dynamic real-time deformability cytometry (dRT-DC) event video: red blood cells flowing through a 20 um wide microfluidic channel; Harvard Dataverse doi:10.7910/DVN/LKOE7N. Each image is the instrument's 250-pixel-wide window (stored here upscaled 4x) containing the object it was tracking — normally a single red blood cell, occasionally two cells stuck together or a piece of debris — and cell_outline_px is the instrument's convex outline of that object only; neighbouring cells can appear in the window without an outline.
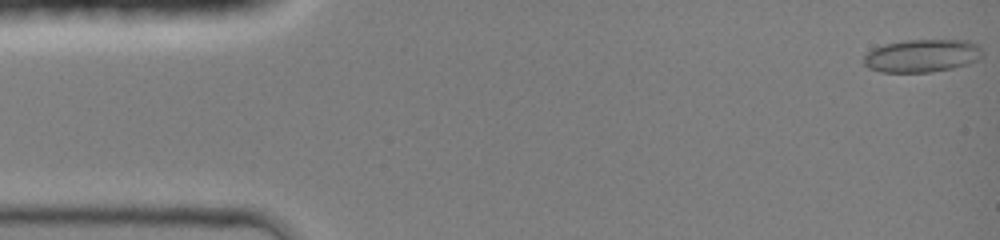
{"species": "common noctule bat (a hibernating species)", "species_latin": "Nyctalus noctula", "temperature_condition": "room temperature", "stored_images_in_passage": 45, "camera_frame_rate_fps": 3000, "um_per_image_px": 0.085, "animal": {"sex": "female", "body_mass_g": 19.0, "forearm_length_mm": 51.5}, "frame": {"image": 1, "passage_image": 1, "time_ms": 0.0, "image_size_px": [1000, 240], "cell_outline_px": [[984, 56], [980, 60], [968, 64], [952, 68], [932, 72], [880, 72], [868, 68], [864, 64], [864, 56], [872, 48], [884, 44], [908, 40], [968, 40], [976, 44], [980, 48]], "centroid_in_image_um": [78.39, 4.74], "position_along_channel_um": 6.6, "area_um2": 22.95}}
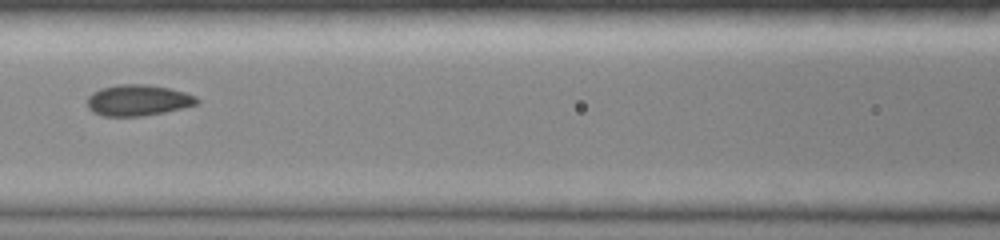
{"frame": {"image": 2, "passage_image": 20, "time_ms": 6.333, "image_size_px": [1000, 240], "cell_outline_px": [[200, 104], [164, 112], [144, 116], [104, 116], [92, 112], [88, 108], [88, 96], [92, 92], [100, 88], [120, 84], [148, 84], [168, 88], [184, 92], [196, 96], [200, 100]], "centroid_in_image_um": [11.74, 8.52], "position_along_channel_um": 154.9, "area_um2": 20.0}}
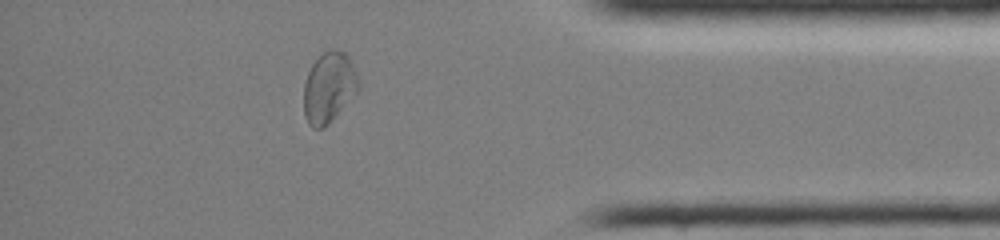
{"frame": {"image": 3, "passage_image": 39, "time_ms": 12.667, "image_size_px": [1000, 240], "cell_outline_px": [[360, 88], [328, 124], [324, 128], [312, 128], [308, 124], [304, 116], [304, 84], [308, 72], [312, 64], [328, 48], [332, 48], [344, 52], [348, 56], [360, 80]], "centroid_in_image_um": [27.95, 7.43], "position_along_channel_um": 407.2, "area_um2": 22.48}, "authors_computed_cell_mechanics": {"area_um2": 20.0566, "velocity_mm_per_s": 4.2491, "shape_relaxation_time_tau1_ms": null, "shape_relaxation_time_tau2_ms": 1.0225, "deformation_change_tau1": null, "deformation_change_tau2": 0.0451}}